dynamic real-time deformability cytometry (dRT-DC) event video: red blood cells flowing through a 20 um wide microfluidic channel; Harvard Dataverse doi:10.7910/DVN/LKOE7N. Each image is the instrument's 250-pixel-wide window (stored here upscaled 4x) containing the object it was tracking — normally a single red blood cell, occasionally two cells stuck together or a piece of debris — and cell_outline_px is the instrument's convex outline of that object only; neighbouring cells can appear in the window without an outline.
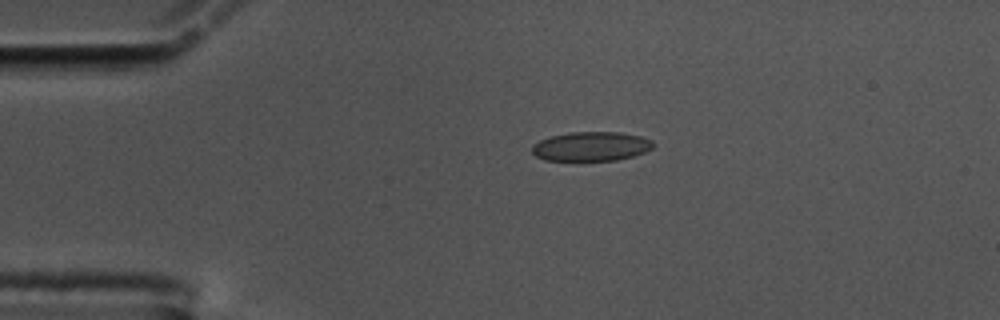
{"species": "common noctule bat (a hibernating species)", "species_latin": "Nyctalus noctula", "temperature_condition": "cold", "stored_images_in_passage": 45, "camera_frame_rate_fps": 3000, "um_per_image_px": 0.085, "animal": {"sex": "male", "body_mass_g": 17.5, "forearm_length_mm": 52.3}, "frame": {"image": 1, "passage_image": 1, "time_ms": 0.0, "image_size_px": [1000, 320], "cell_outline_px": [[656, 144], [652, 148], [644, 152], [632, 156], [616, 160], [544, 160], [536, 156], [532, 152], [532, 144], [540, 140], [552, 136], [568, 132], [620, 132], [640, 136], [652, 140]], "centroid_in_image_um": [50.25, 12.43], "position_along_channel_um": 34.8, "area_um2": 20.63}}
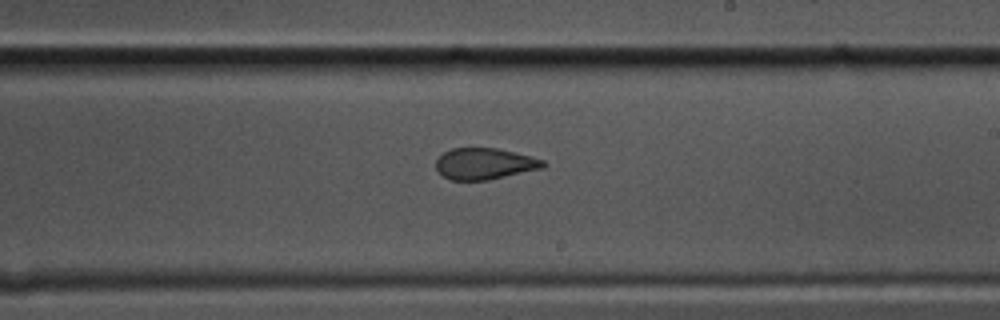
{"frame": {"image": 2, "passage_image": 22, "time_ms": 7.0, "image_size_px": [1000, 320], "cell_outline_px": [[548, 164], [544, 168], [488, 180], [452, 180], [444, 176], [436, 168], [436, 160], [444, 152], [452, 148], [496, 148], [532, 156], [544, 160]], "centroid_in_image_um": [41.23, 13.91], "position_along_channel_um": 247.8, "area_um2": 19.59}}
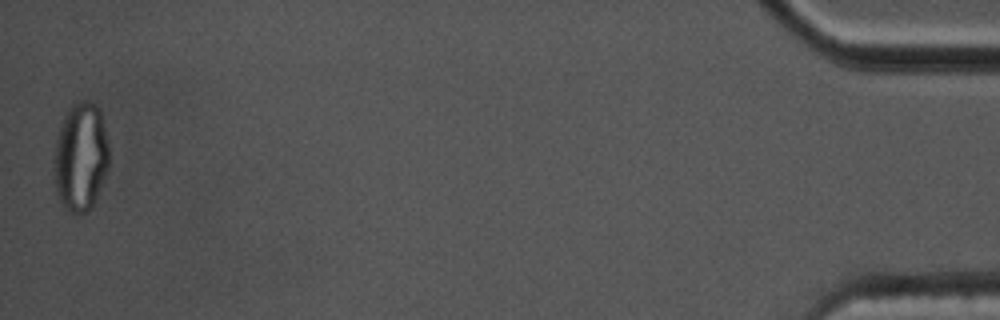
{"frame": {"image": 3, "passage_image": 45, "time_ms": 14.667, "image_size_px": [1000, 320], "cell_outline_px": [[108, 168], [96, 196], [92, 204], [84, 212], [72, 212], [64, 208], [60, 200], [56, 188], [56, 140], [64, 116], [68, 108], [72, 104], [80, 100], [92, 100], [100, 108], [108, 144]], "centroid_in_image_um": [6.88, 13.25], "position_along_channel_um": 428.3, "area_um2": 34.04}, "authors_computed_cell_mechanics": {"area_um2": 20.6924, "velocity_mm_per_s": 3.569, "shape_relaxation_time_tau1_ms": null, "shape_relaxation_time_tau2_ms": 1.3964, "deformation_change_tau1": null, "deformation_change_tau2": 0.0554}}